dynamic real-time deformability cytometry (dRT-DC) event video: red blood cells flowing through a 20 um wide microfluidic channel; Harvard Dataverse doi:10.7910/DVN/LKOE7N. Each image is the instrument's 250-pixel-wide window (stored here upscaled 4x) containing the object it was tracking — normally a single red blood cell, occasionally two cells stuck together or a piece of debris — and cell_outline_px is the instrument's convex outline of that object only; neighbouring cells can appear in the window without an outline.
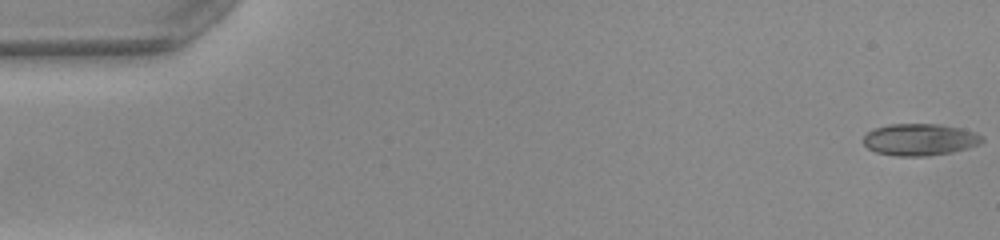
{"species": "common noctule bat (a hibernating species)", "species_latin": "Nyctalus noctula", "temperature_condition": "warm", "stored_images_in_passage": 51, "camera_frame_rate_fps": 3000, "um_per_image_px": 0.085, "animal": {"sex": "female", "body_mass_g": 22.0, "forearm_length_mm": 56.7}, "frame": {"image": 1, "passage_image": 1, "time_ms": 0.0, "image_size_px": [1000, 240], "cell_outline_px": [[984, 140], [980, 144], [968, 148], [952, 152], [928, 156], [896, 156], [876, 152], [868, 148], [864, 144], [864, 136], [868, 132], [876, 128], [888, 124], [940, 124], [960, 128], [984, 136]], "centroid_in_image_um": [78.2, 11.87], "position_along_channel_um": 6.8, "area_um2": 22.02}}
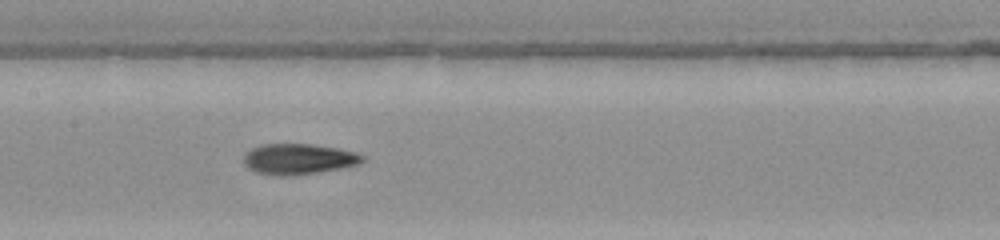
{"frame": {"image": 2, "passage_image": 25, "time_ms": 8.0, "image_size_px": [1000, 240], "cell_outline_px": [[364, 160], [360, 164], [340, 168], [316, 172], [284, 176], [256, 172], [248, 168], [244, 164], [244, 152], [252, 148], [264, 144], [312, 144], [336, 148], [356, 152], [364, 156]], "centroid_in_image_um": [25.36, 13.5], "position_along_channel_um": 182.0, "area_um2": 21.04}}
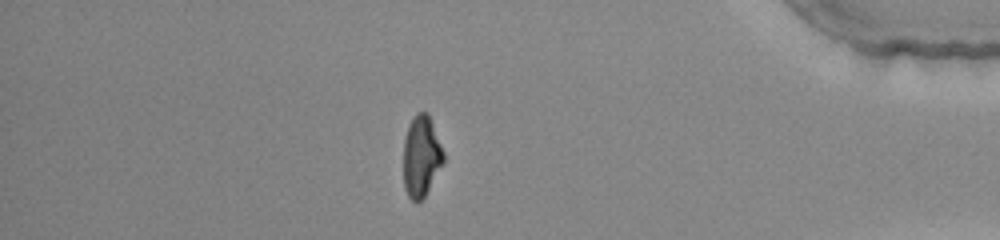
{"frame": {"image": 3, "passage_image": 44, "time_ms": 14.333, "image_size_px": [1000, 240], "cell_outline_px": [[444, 164], [424, 196], [416, 204], [408, 196], [404, 188], [404, 140], [408, 124], [416, 112], [428, 112], [444, 152]], "centroid_in_image_um": [35.81, 13.27], "position_along_channel_um": 399.4, "area_um2": 19.07}, "authors_computed_cell_mechanics": {"area_um2": 20.8658, "velocity_mm_per_s": 4.0331, "shape_relaxation_time_tau1_ms": null, "shape_relaxation_time_tau2_ms": 3.2649, "deformation_change_tau1": null, "deformation_change_tau2": 0.1072}}